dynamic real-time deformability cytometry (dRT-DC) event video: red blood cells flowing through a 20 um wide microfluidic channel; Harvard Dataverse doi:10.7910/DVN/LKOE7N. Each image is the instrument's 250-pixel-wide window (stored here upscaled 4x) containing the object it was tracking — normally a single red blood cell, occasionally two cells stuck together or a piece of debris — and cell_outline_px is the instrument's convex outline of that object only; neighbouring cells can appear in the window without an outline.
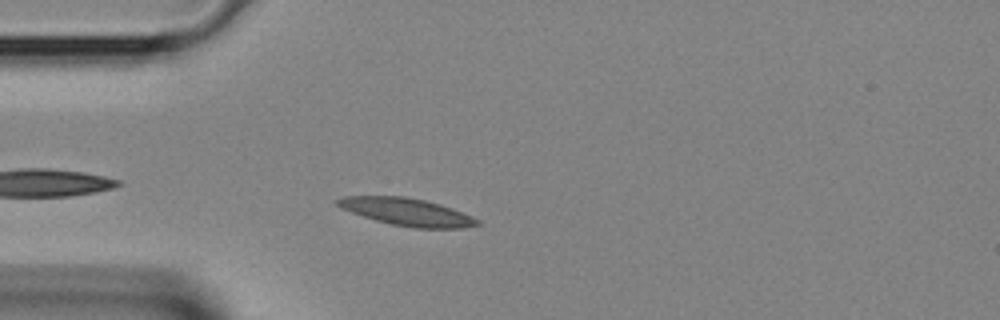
{"species": "Egyptian fruit bat (a non-hibernating species)", "species_latin": "Rousettus aegyptiacus", "temperature_condition": "room temperature", "stored_images_in_passage": 27, "camera_frame_rate_fps": 3000, "um_per_image_px": 0.085, "animal": {"sex": "female"}, "frame": {"image": 1, "passage_image": 3, "time_ms": 0.667, "image_size_px": [1000, 320], "cell_outline_px": [[480, 224], [464, 228], [416, 228], [392, 224], [376, 220], [352, 212], [336, 204], [336, 200], [344, 196], [404, 196], [424, 200], [440, 204], [452, 208], [480, 220]], "centroid_in_image_um": [34.63, 18.01], "position_along_channel_um": 50.4, "area_um2": 22.02}}
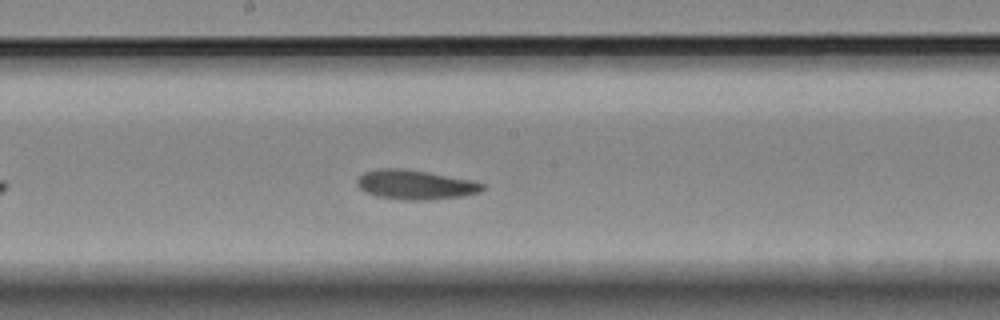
{"frame": {"image": 2, "passage_image": 13, "time_ms": 4.0, "image_size_px": [1000, 320], "cell_outline_px": [[484, 188], [480, 192], [460, 196], [424, 200], [404, 200], [376, 196], [360, 188], [356, 184], [356, 180], [364, 172], [376, 168], [400, 168], [428, 172], [472, 180], [484, 184]], "centroid_in_image_um": [35.27, 15.69], "position_along_channel_um": 212.9, "area_um2": 21.39}}
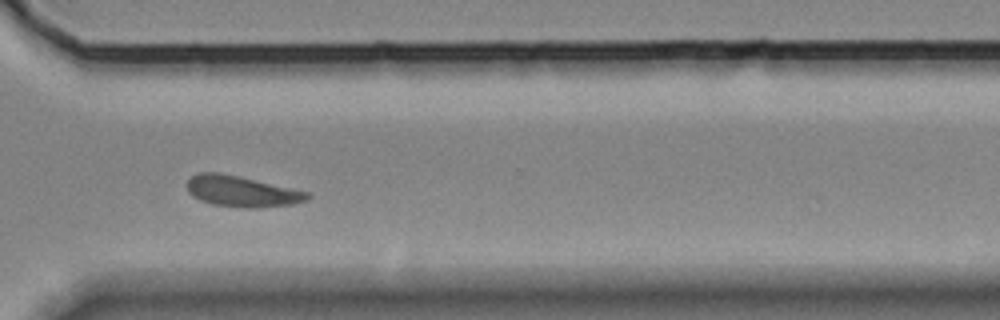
{"frame": {"image": 3, "passage_image": 21, "time_ms": 6.667, "image_size_px": [1000, 320], "cell_outline_px": [[312, 196], [308, 200], [292, 204], [256, 208], [244, 208], [212, 204], [200, 200], [192, 196], [188, 192], [188, 180], [192, 176], [200, 172], [220, 172], [312, 192]], "centroid_in_image_um": [20.6, 16.27], "position_along_channel_um": 350.0, "area_um2": 21.85}}